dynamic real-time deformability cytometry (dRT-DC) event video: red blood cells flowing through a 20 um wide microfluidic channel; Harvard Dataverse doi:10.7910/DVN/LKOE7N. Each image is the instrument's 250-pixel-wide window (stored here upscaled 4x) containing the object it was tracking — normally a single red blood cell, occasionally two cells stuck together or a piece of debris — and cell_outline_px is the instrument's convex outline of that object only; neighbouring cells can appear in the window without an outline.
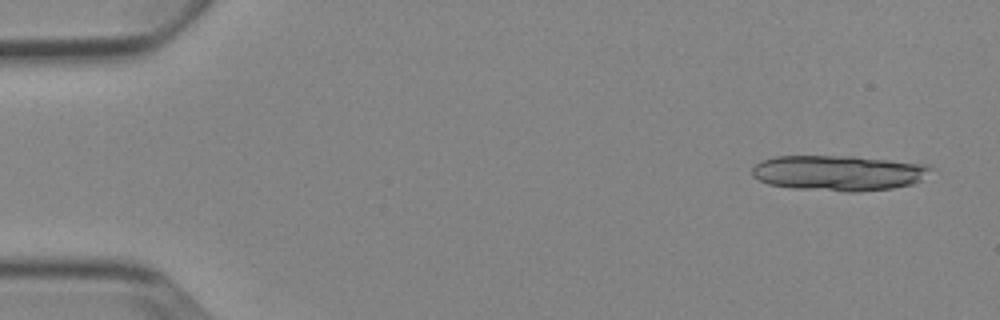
{"species": "Egyptian fruit bat (a non-hibernating species)", "species_latin": "Rousettus aegyptiacus", "temperature_condition": "cold", "stored_images_in_passage": 5, "segment_of_instrument_passage": [1, 2], "camera_frame_rate_fps": 3000, "um_per_image_px": 0.085, "animal": {"sex": "female"}, "frame": {"image": 1, "passage_image": 1, "time_ms": 0.0, "image_size_px": [1000, 320], "cell_outline_px": [[936, 168], [916, 184], [892, 188], [860, 192], [844, 192], [792, 188], [768, 184], [752, 176], [752, 168], [760, 160], [772, 156], [856, 156], [928, 164]], "centroid_in_image_um": [71.32, 14.7], "position_along_channel_um": 13.7, "area_um2": 37.57}}